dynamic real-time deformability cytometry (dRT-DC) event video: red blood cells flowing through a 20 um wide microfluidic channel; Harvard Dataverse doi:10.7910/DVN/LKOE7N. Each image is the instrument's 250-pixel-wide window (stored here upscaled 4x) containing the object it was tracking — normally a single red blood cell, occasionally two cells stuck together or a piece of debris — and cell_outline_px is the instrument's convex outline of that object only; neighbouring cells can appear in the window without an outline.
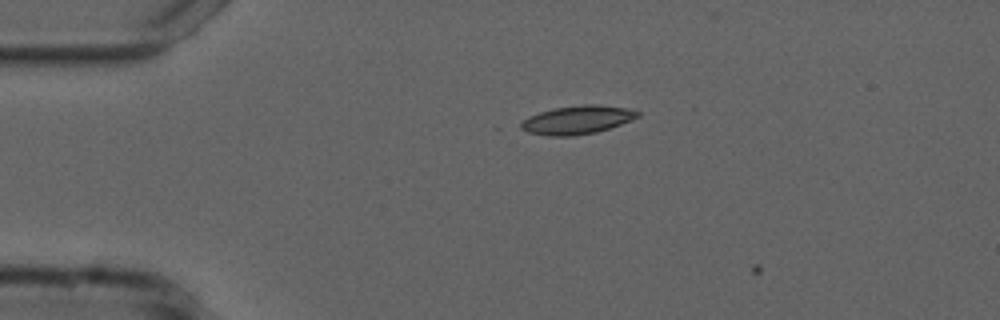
{"species": "common noctule bat (a hibernating species)", "species_latin": "Nyctalus noctula", "temperature_condition": "cold", "stored_images_in_passage": 4, "camera_frame_rate_fps": 3000, "um_per_image_px": 0.085, "animal": {"sex": "male", "forearm_length_mm": 52.5}, "frame": {"image": 1, "passage_image": 3, "time_ms": 0.667, "image_size_px": [1000, 320], "cell_outline_px": [[640, 116], [620, 124], [596, 132], [572, 136], [548, 136], [528, 132], [520, 128], [520, 124], [528, 116], [540, 112], [556, 108], [584, 104], [596, 104], [624, 108], [640, 112]], "centroid_in_image_um": [49.04, 10.19], "position_along_channel_um": 36.0, "area_um2": 19.07}}